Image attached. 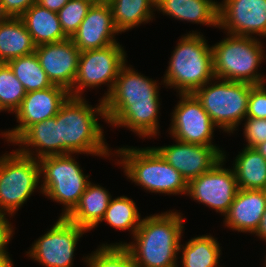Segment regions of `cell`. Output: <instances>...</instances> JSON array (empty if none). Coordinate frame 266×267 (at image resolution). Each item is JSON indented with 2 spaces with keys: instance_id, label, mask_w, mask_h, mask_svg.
<instances>
[{
  "instance_id": "obj_40",
  "label": "cell",
  "mask_w": 266,
  "mask_h": 267,
  "mask_svg": "<svg viewBox=\"0 0 266 267\" xmlns=\"http://www.w3.org/2000/svg\"><path fill=\"white\" fill-rule=\"evenodd\" d=\"M0 267H14L11 258H0Z\"/></svg>"
},
{
  "instance_id": "obj_14",
  "label": "cell",
  "mask_w": 266,
  "mask_h": 267,
  "mask_svg": "<svg viewBox=\"0 0 266 267\" xmlns=\"http://www.w3.org/2000/svg\"><path fill=\"white\" fill-rule=\"evenodd\" d=\"M69 96L66 89L56 85L27 92L19 108L14 112L19 125L12 130L1 132V136L13 143L31 125L56 116Z\"/></svg>"
},
{
  "instance_id": "obj_41",
  "label": "cell",
  "mask_w": 266,
  "mask_h": 267,
  "mask_svg": "<svg viewBox=\"0 0 266 267\" xmlns=\"http://www.w3.org/2000/svg\"><path fill=\"white\" fill-rule=\"evenodd\" d=\"M255 149L266 159V141L258 144Z\"/></svg>"
},
{
  "instance_id": "obj_12",
  "label": "cell",
  "mask_w": 266,
  "mask_h": 267,
  "mask_svg": "<svg viewBox=\"0 0 266 267\" xmlns=\"http://www.w3.org/2000/svg\"><path fill=\"white\" fill-rule=\"evenodd\" d=\"M226 155L211 170L188 183L187 195L211 207L223 216L228 212L239 190L233 168H223Z\"/></svg>"
},
{
  "instance_id": "obj_36",
  "label": "cell",
  "mask_w": 266,
  "mask_h": 267,
  "mask_svg": "<svg viewBox=\"0 0 266 267\" xmlns=\"http://www.w3.org/2000/svg\"><path fill=\"white\" fill-rule=\"evenodd\" d=\"M37 0H0V7L5 17L19 18Z\"/></svg>"
},
{
  "instance_id": "obj_28",
  "label": "cell",
  "mask_w": 266,
  "mask_h": 267,
  "mask_svg": "<svg viewBox=\"0 0 266 267\" xmlns=\"http://www.w3.org/2000/svg\"><path fill=\"white\" fill-rule=\"evenodd\" d=\"M182 246V247H181ZM218 241L211 235L190 239L184 246L180 244L183 267H220L221 249Z\"/></svg>"
},
{
  "instance_id": "obj_31",
  "label": "cell",
  "mask_w": 266,
  "mask_h": 267,
  "mask_svg": "<svg viewBox=\"0 0 266 267\" xmlns=\"http://www.w3.org/2000/svg\"><path fill=\"white\" fill-rule=\"evenodd\" d=\"M26 90L7 63H0V111L14 113L22 103Z\"/></svg>"
},
{
  "instance_id": "obj_34",
  "label": "cell",
  "mask_w": 266,
  "mask_h": 267,
  "mask_svg": "<svg viewBox=\"0 0 266 267\" xmlns=\"http://www.w3.org/2000/svg\"><path fill=\"white\" fill-rule=\"evenodd\" d=\"M246 118H266L265 83L251 86Z\"/></svg>"
},
{
  "instance_id": "obj_5",
  "label": "cell",
  "mask_w": 266,
  "mask_h": 267,
  "mask_svg": "<svg viewBox=\"0 0 266 267\" xmlns=\"http://www.w3.org/2000/svg\"><path fill=\"white\" fill-rule=\"evenodd\" d=\"M228 37L212 45L214 76L252 85L265 83L257 72L264 59V46L259 39L228 34Z\"/></svg>"
},
{
  "instance_id": "obj_11",
  "label": "cell",
  "mask_w": 266,
  "mask_h": 267,
  "mask_svg": "<svg viewBox=\"0 0 266 267\" xmlns=\"http://www.w3.org/2000/svg\"><path fill=\"white\" fill-rule=\"evenodd\" d=\"M156 80L126 64L121 68L111 93L103 100L106 122L112 124L130 105L160 103Z\"/></svg>"
},
{
  "instance_id": "obj_20",
  "label": "cell",
  "mask_w": 266,
  "mask_h": 267,
  "mask_svg": "<svg viewBox=\"0 0 266 267\" xmlns=\"http://www.w3.org/2000/svg\"><path fill=\"white\" fill-rule=\"evenodd\" d=\"M13 144L20 146V149H16L18 152L34 159L60 155L59 123L56 122V116L31 125ZM31 147L36 152L31 150Z\"/></svg>"
},
{
  "instance_id": "obj_23",
  "label": "cell",
  "mask_w": 266,
  "mask_h": 267,
  "mask_svg": "<svg viewBox=\"0 0 266 267\" xmlns=\"http://www.w3.org/2000/svg\"><path fill=\"white\" fill-rule=\"evenodd\" d=\"M19 18L23 21L36 46L68 39L62 30L58 14L38 3L33 4Z\"/></svg>"
},
{
  "instance_id": "obj_16",
  "label": "cell",
  "mask_w": 266,
  "mask_h": 267,
  "mask_svg": "<svg viewBox=\"0 0 266 267\" xmlns=\"http://www.w3.org/2000/svg\"><path fill=\"white\" fill-rule=\"evenodd\" d=\"M218 27L227 34L266 37V0H223L219 3Z\"/></svg>"
},
{
  "instance_id": "obj_6",
  "label": "cell",
  "mask_w": 266,
  "mask_h": 267,
  "mask_svg": "<svg viewBox=\"0 0 266 267\" xmlns=\"http://www.w3.org/2000/svg\"><path fill=\"white\" fill-rule=\"evenodd\" d=\"M215 80L219 81L214 82ZM211 82L212 80L193 94L217 127L233 133L246 118L252 84L216 78L213 84Z\"/></svg>"
},
{
  "instance_id": "obj_19",
  "label": "cell",
  "mask_w": 266,
  "mask_h": 267,
  "mask_svg": "<svg viewBox=\"0 0 266 267\" xmlns=\"http://www.w3.org/2000/svg\"><path fill=\"white\" fill-rule=\"evenodd\" d=\"M266 208L264 190L239 189L225 216V226L238 232L255 234Z\"/></svg>"
},
{
  "instance_id": "obj_13",
  "label": "cell",
  "mask_w": 266,
  "mask_h": 267,
  "mask_svg": "<svg viewBox=\"0 0 266 267\" xmlns=\"http://www.w3.org/2000/svg\"><path fill=\"white\" fill-rule=\"evenodd\" d=\"M180 101L172 112L170 133L175 140L206 146L212 144L213 132L217 126L202 107L196 96L179 94Z\"/></svg>"
},
{
  "instance_id": "obj_15",
  "label": "cell",
  "mask_w": 266,
  "mask_h": 267,
  "mask_svg": "<svg viewBox=\"0 0 266 267\" xmlns=\"http://www.w3.org/2000/svg\"><path fill=\"white\" fill-rule=\"evenodd\" d=\"M176 144L155 147L154 149L189 183L211 170L223 159L224 150L218 146L190 144L175 140Z\"/></svg>"
},
{
  "instance_id": "obj_3",
  "label": "cell",
  "mask_w": 266,
  "mask_h": 267,
  "mask_svg": "<svg viewBox=\"0 0 266 267\" xmlns=\"http://www.w3.org/2000/svg\"><path fill=\"white\" fill-rule=\"evenodd\" d=\"M185 35L173 50L163 78L165 86L174 87L178 94L194 93L215 78L212 47L200 32Z\"/></svg>"
},
{
  "instance_id": "obj_8",
  "label": "cell",
  "mask_w": 266,
  "mask_h": 267,
  "mask_svg": "<svg viewBox=\"0 0 266 267\" xmlns=\"http://www.w3.org/2000/svg\"><path fill=\"white\" fill-rule=\"evenodd\" d=\"M38 159L12 151L0 157V214L13 216L40 183Z\"/></svg>"
},
{
  "instance_id": "obj_22",
  "label": "cell",
  "mask_w": 266,
  "mask_h": 267,
  "mask_svg": "<svg viewBox=\"0 0 266 267\" xmlns=\"http://www.w3.org/2000/svg\"><path fill=\"white\" fill-rule=\"evenodd\" d=\"M111 198L105 188L89 182L78 204L66 218L87 231L92 230L103 219Z\"/></svg>"
},
{
  "instance_id": "obj_4",
  "label": "cell",
  "mask_w": 266,
  "mask_h": 267,
  "mask_svg": "<svg viewBox=\"0 0 266 267\" xmlns=\"http://www.w3.org/2000/svg\"><path fill=\"white\" fill-rule=\"evenodd\" d=\"M116 153L128 179L152 193L187 194L188 183L154 147H121Z\"/></svg>"
},
{
  "instance_id": "obj_18",
  "label": "cell",
  "mask_w": 266,
  "mask_h": 267,
  "mask_svg": "<svg viewBox=\"0 0 266 267\" xmlns=\"http://www.w3.org/2000/svg\"><path fill=\"white\" fill-rule=\"evenodd\" d=\"M118 33L109 3L95 1L70 39L82 52L117 43L114 36Z\"/></svg>"
},
{
  "instance_id": "obj_9",
  "label": "cell",
  "mask_w": 266,
  "mask_h": 267,
  "mask_svg": "<svg viewBox=\"0 0 266 267\" xmlns=\"http://www.w3.org/2000/svg\"><path fill=\"white\" fill-rule=\"evenodd\" d=\"M125 64L126 52L119 43L101 49L82 51L75 82L69 91L70 96L82 97L84 89L107 84L109 89L102 97L104 100L111 93L117 76Z\"/></svg>"
},
{
  "instance_id": "obj_25",
  "label": "cell",
  "mask_w": 266,
  "mask_h": 267,
  "mask_svg": "<svg viewBox=\"0 0 266 267\" xmlns=\"http://www.w3.org/2000/svg\"><path fill=\"white\" fill-rule=\"evenodd\" d=\"M234 161L233 170L239 189L264 190L266 159L254 147L245 146Z\"/></svg>"
},
{
  "instance_id": "obj_37",
  "label": "cell",
  "mask_w": 266,
  "mask_h": 267,
  "mask_svg": "<svg viewBox=\"0 0 266 267\" xmlns=\"http://www.w3.org/2000/svg\"><path fill=\"white\" fill-rule=\"evenodd\" d=\"M6 217L5 214H0V258H10L5 248H7L14 231Z\"/></svg>"
},
{
  "instance_id": "obj_24",
  "label": "cell",
  "mask_w": 266,
  "mask_h": 267,
  "mask_svg": "<svg viewBox=\"0 0 266 267\" xmlns=\"http://www.w3.org/2000/svg\"><path fill=\"white\" fill-rule=\"evenodd\" d=\"M36 45L20 18L0 21V63L35 52Z\"/></svg>"
},
{
  "instance_id": "obj_38",
  "label": "cell",
  "mask_w": 266,
  "mask_h": 267,
  "mask_svg": "<svg viewBox=\"0 0 266 267\" xmlns=\"http://www.w3.org/2000/svg\"><path fill=\"white\" fill-rule=\"evenodd\" d=\"M69 0H37V3L49 11L58 12Z\"/></svg>"
},
{
  "instance_id": "obj_29",
  "label": "cell",
  "mask_w": 266,
  "mask_h": 267,
  "mask_svg": "<svg viewBox=\"0 0 266 267\" xmlns=\"http://www.w3.org/2000/svg\"><path fill=\"white\" fill-rule=\"evenodd\" d=\"M7 64L22 83L26 92L43 90L53 85L42 69L35 52L11 59Z\"/></svg>"
},
{
  "instance_id": "obj_21",
  "label": "cell",
  "mask_w": 266,
  "mask_h": 267,
  "mask_svg": "<svg viewBox=\"0 0 266 267\" xmlns=\"http://www.w3.org/2000/svg\"><path fill=\"white\" fill-rule=\"evenodd\" d=\"M156 9L177 20L218 27L219 3L215 0H156Z\"/></svg>"
},
{
  "instance_id": "obj_2",
  "label": "cell",
  "mask_w": 266,
  "mask_h": 267,
  "mask_svg": "<svg viewBox=\"0 0 266 267\" xmlns=\"http://www.w3.org/2000/svg\"><path fill=\"white\" fill-rule=\"evenodd\" d=\"M92 107L83 97L69 96L56 114L59 123L60 155L92 154L109 157L108 143L98 123V115L106 121L104 102ZM87 102V103H86Z\"/></svg>"
},
{
  "instance_id": "obj_35",
  "label": "cell",
  "mask_w": 266,
  "mask_h": 267,
  "mask_svg": "<svg viewBox=\"0 0 266 267\" xmlns=\"http://www.w3.org/2000/svg\"><path fill=\"white\" fill-rule=\"evenodd\" d=\"M244 123V138L247 147H256L266 141V118H247Z\"/></svg>"
},
{
  "instance_id": "obj_17",
  "label": "cell",
  "mask_w": 266,
  "mask_h": 267,
  "mask_svg": "<svg viewBox=\"0 0 266 267\" xmlns=\"http://www.w3.org/2000/svg\"><path fill=\"white\" fill-rule=\"evenodd\" d=\"M35 53L50 82L69 92L78 70L79 48L68 38L57 43L37 45Z\"/></svg>"
},
{
  "instance_id": "obj_26",
  "label": "cell",
  "mask_w": 266,
  "mask_h": 267,
  "mask_svg": "<svg viewBox=\"0 0 266 267\" xmlns=\"http://www.w3.org/2000/svg\"><path fill=\"white\" fill-rule=\"evenodd\" d=\"M115 28L121 34L142 23L150 22L156 10V0H107ZM154 8V9H153Z\"/></svg>"
},
{
  "instance_id": "obj_1",
  "label": "cell",
  "mask_w": 266,
  "mask_h": 267,
  "mask_svg": "<svg viewBox=\"0 0 266 267\" xmlns=\"http://www.w3.org/2000/svg\"><path fill=\"white\" fill-rule=\"evenodd\" d=\"M179 212L166 211L143 218L133 239L116 243L130 252L136 267H178V253L184 229Z\"/></svg>"
},
{
  "instance_id": "obj_42",
  "label": "cell",
  "mask_w": 266,
  "mask_h": 267,
  "mask_svg": "<svg viewBox=\"0 0 266 267\" xmlns=\"http://www.w3.org/2000/svg\"><path fill=\"white\" fill-rule=\"evenodd\" d=\"M5 15L2 13L1 7H0V21H3L5 19Z\"/></svg>"
},
{
  "instance_id": "obj_39",
  "label": "cell",
  "mask_w": 266,
  "mask_h": 267,
  "mask_svg": "<svg viewBox=\"0 0 266 267\" xmlns=\"http://www.w3.org/2000/svg\"><path fill=\"white\" fill-rule=\"evenodd\" d=\"M255 234H256V236L260 237V239H264L266 242V208H265V212L262 216L260 226H259V228Z\"/></svg>"
},
{
  "instance_id": "obj_32",
  "label": "cell",
  "mask_w": 266,
  "mask_h": 267,
  "mask_svg": "<svg viewBox=\"0 0 266 267\" xmlns=\"http://www.w3.org/2000/svg\"><path fill=\"white\" fill-rule=\"evenodd\" d=\"M84 262L88 267H136L130 252L124 245L102 244Z\"/></svg>"
},
{
  "instance_id": "obj_33",
  "label": "cell",
  "mask_w": 266,
  "mask_h": 267,
  "mask_svg": "<svg viewBox=\"0 0 266 267\" xmlns=\"http://www.w3.org/2000/svg\"><path fill=\"white\" fill-rule=\"evenodd\" d=\"M94 0H69L57 14L64 34L71 38L84 20Z\"/></svg>"
},
{
  "instance_id": "obj_7",
  "label": "cell",
  "mask_w": 266,
  "mask_h": 267,
  "mask_svg": "<svg viewBox=\"0 0 266 267\" xmlns=\"http://www.w3.org/2000/svg\"><path fill=\"white\" fill-rule=\"evenodd\" d=\"M40 176H43L40 192L63 204L64 210L60 217H66L78 204L88 183V175L72 158L71 154L51 155L38 159Z\"/></svg>"
},
{
  "instance_id": "obj_10",
  "label": "cell",
  "mask_w": 266,
  "mask_h": 267,
  "mask_svg": "<svg viewBox=\"0 0 266 267\" xmlns=\"http://www.w3.org/2000/svg\"><path fill=\"white\" fill-rule=\"evenodd\" d=\"M86 229L66 217H59L47 233L38 238L27 255L44 267H72L77 242Z\"/></svg>"
},
{
  "instance_id": "obj_30",
  "label": "cell",
  "mask_w": 266,
  "mask_h": 267,
  "mask_svg": "<svg viewBox=\"0 0 266 267\" xmlns=\"http://www.w3.org/2000/svg\"><path fill=\"white\" fill-rule=\"evenodd\" d=\"M135 202L127 196L111 198L101 222L106 221L113 228L131 230L134 235L141 224V217Z\"/></svg>"
},
{
  "instance_id": "obj_27",
  "label": "cell",
  "mask_w": 266,
  "mask_h": 267,
  "mask_svg": "<svg viewBox=\"0 0 266 267\" xmlns=\"http://www.w3.org/2000/svg\"><path fill=\"white\" fill-rule=\"evenodd\" d=\"M160 103H142L130 105L111 125L127 127L139 137H156L159 133L158 114Z\"/></svg>"
}]
</instances>
